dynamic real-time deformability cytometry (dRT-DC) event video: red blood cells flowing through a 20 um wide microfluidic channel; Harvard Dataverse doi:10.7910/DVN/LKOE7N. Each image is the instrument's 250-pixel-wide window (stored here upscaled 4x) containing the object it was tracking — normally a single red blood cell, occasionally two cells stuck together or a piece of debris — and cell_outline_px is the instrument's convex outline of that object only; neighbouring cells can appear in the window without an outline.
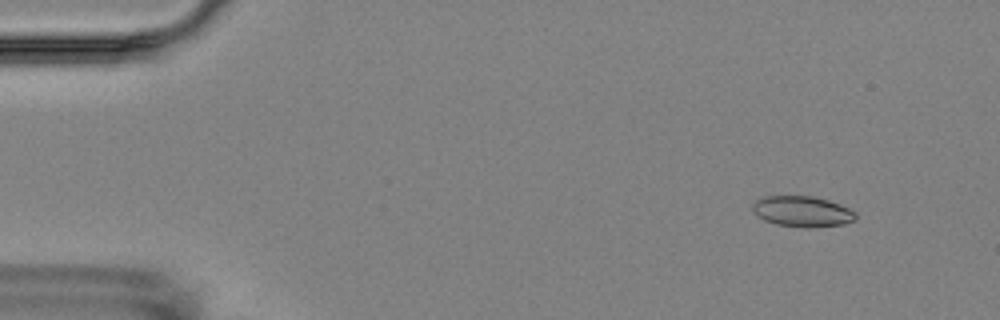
{"species": "Egyptian fruit bat (a non-hibernating species)", "species_latin": "Rousettus aegyptiacus", "temperature_condition": "room temperature", "stored_images_in_passage": 5, "camera_frame_rate_fps": 3000, "um_per_image_px": 0.085, "animal": {"sex": "female"}, "frame": {"image": 1, "passage_image": 2, "time_ms": 1.0, "image_size_px": [1000, 320], "cell_outline_px": [[856, 220], [844, 224], [812, 228], [804, 228], [776, 224], [764, 220], [756, 216], [752, 212], [752, 204], [756, 200], [764, 196], [816, 196], [840, 204], [856, 212]], "centroid_in_image_um": [68.19, 17.98], "position_along_channel_um": 16.8, "area_um2": 18.79}}